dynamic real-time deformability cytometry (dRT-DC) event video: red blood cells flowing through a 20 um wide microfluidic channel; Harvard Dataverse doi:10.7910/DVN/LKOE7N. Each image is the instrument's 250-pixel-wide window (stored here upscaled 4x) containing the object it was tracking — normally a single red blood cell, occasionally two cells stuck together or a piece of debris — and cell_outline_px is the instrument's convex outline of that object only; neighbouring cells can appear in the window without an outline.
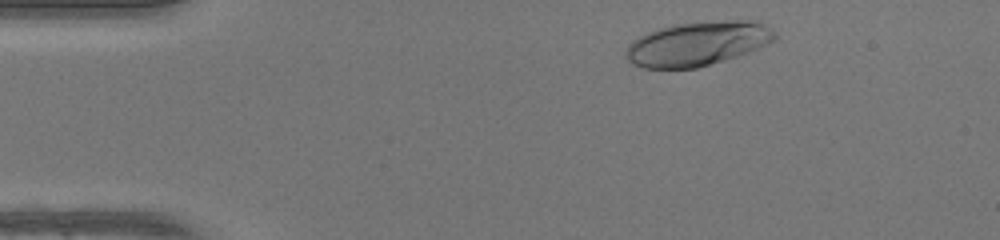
{"species": "human", "species_latin": "Homo sapiens", "temperature_condition": "warm", "stored_images_in_passage": 35, "camera_frame_rate_fps": 3000, "um_per_image_px": 0.085, "donor": {"sex": "female"}, "frame": {"image": 1, "passage_image": 2, "time_ms": 0.333, "image_size_px": [1000, 240], "cell_outline_px": [[776, 40], [768, 44], [736, 56], [724, 60], [696, 68], [644, 68], [632, 64], [624, 56], [624, 52], [628, 44], [632, 40], [648, 32], [660, 28], [676, 24], [728, 20], [752, 20], [764, 24], [776, 32]], "centroid_in_image_um": [59.28, 3.71], "position_along_channel_um": 25.7, "area_um2": 38.26}}
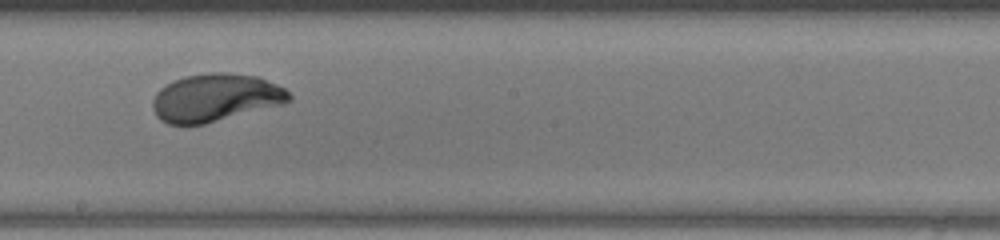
{"frame": {"image": 2, "passage_image": 22, "time_ms": 7.0, "image_size_px": [1000, 240], "cell_outline_px": [[292, 100], [284, 104], [204, 124], [168, 124], [160, 120], [156, 116], [152, 108], [152, 100], [156, 92], [160, 88], [172, 80], [184, 76], [208, 72], [228, 72], [260, 76], [284, 88], [292, 96]], "centroid_in_image_um": [18.31, 8.29], "position_along_channel_um": 229.9, "area_um2": 38.44}}
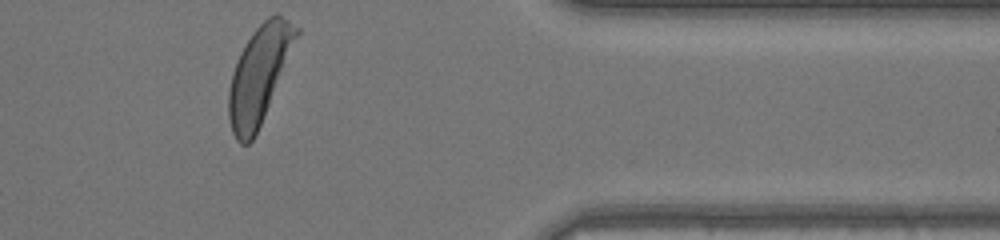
{"frame": {"image": 3, "passage_image": 35, "time_ms": 11.333, "image_size_px": [1000, 240], "cell_outline_px": [[300, 32], [260, 124], [252, 140], [248, 144], [240, 144], [236, 140], [232, 132], [228, 116], [228, 92], [232, 72], [240, 52], [252, 32], [268, 16], [276, 12], [300, 28]], "centroid_in_image_um": [22.01, 6.32], "position_along_channel_um": 389.4, "area_um2": 37.57}, "authors_computed_cell_mechanics": {"area_um2": 37.8012, "velocity_mm_per_s": 4.1825, "shape_relaxation_time_tau1_ms": 3.1019, "shape_relaxation_time_tau2_ms": null, "deformation_change_tau1": 0.2118, "deformation_change_tau2": null}}